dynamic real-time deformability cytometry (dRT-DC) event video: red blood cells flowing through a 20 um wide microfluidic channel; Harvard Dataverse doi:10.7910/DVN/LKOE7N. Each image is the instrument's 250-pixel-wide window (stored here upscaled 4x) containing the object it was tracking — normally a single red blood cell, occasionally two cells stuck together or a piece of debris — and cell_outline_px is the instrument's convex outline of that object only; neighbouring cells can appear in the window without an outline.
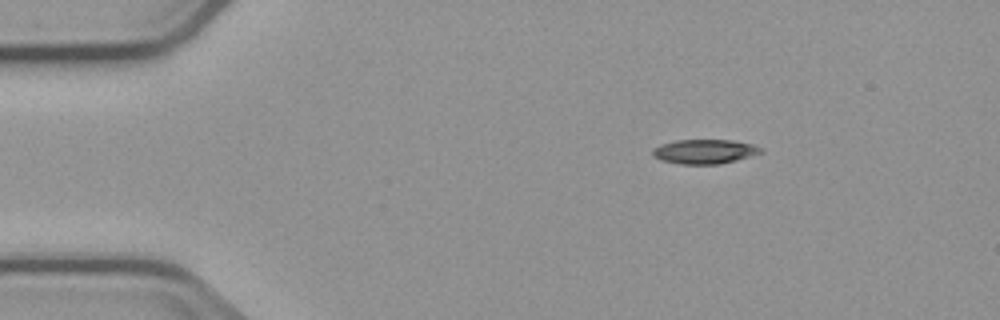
{"species": "common noctule bat (a hibernating species)", "species_latin": "Nyctalus noctula", "temperature_condition": "cold", "stored_images_in_passage": 3, "segment_of_instrument_passage": [1, 2], "camera_frame_rate_fps": 3000, "um_per_image_px": 0.085, "animal": {"sex": "male", "body_mass_g": 23.1, "forearm_length_mm": 52.7}, "frame": {"image": 1, "passage_image": 1, "time_ms": 0.0, "image_size_px": [1000, 320], "cell_outline_px": [[764, 152], [736, 160], [720, 164], [680, 164], [664, 160], [652, 156], [652, 148], [660, 144], [676, 140], [732, 140], [752, 144], [760, 148]], "centroid_in_image_um": [59.86, 12.87], "position_along_channel_um": 25.1, "area_um2": 15.32}}